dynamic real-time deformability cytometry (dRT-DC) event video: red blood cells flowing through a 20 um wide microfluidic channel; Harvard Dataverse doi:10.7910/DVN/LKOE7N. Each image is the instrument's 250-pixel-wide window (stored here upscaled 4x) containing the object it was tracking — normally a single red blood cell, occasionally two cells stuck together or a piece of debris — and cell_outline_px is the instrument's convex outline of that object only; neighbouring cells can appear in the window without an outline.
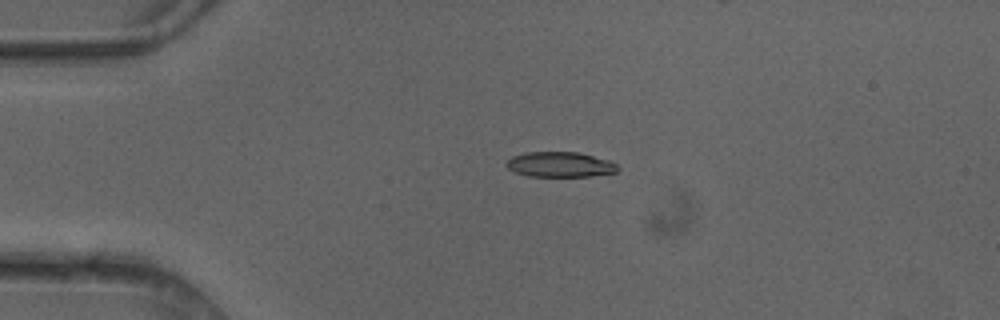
{"species": "common noctule bat (a hibernating species)", "species_latin": "Nyctalus noctula", "temperature_condition": "cold", "stored_images_in_passage": 5, "camera_frame_rate_fps": 3000, "um_per_image_px": 0.085, "animal": {"sex": "female"}, "frame": {"image": 1, "passage_image": 3, "time_ms": 0.667, "image_size_px": [1000, 320], "cell_outline_px": [[620, 168], [616, 172], [592, 176], [528, 176], [516, 172], [508, 168], [504, 164], [512, 156], [524, 152], [576, 152], [608, 160], [616, 164]], "centroid_in_image_um": [47.58, 13.98], "position_along_channel_um": 37.4, "area_um2": 16.24}}
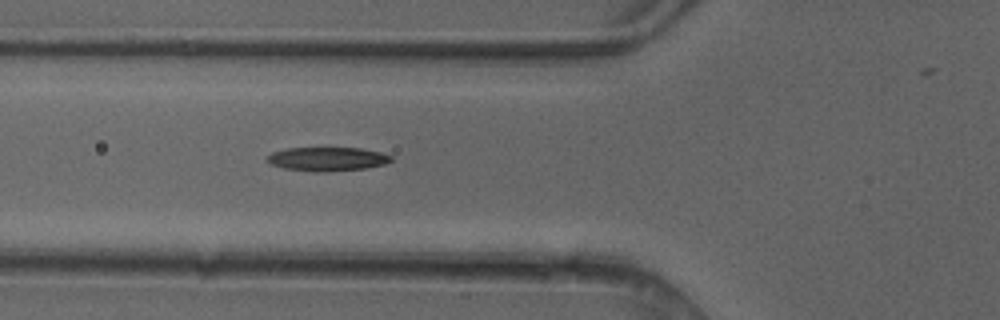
{"frame": {"image": 2, "passage_image": 5, "time_ms": 1.333, "image_size_px": [1000, 320], "cell_outline_px": [[392, 160], [384, 164], [364, 168], [328, 172], [316, 172], [284, 168], [272, 164], [264, 160], [272, 152], [288, 148], [360, 148], [380, 152], [392, 156]], "centroid_in_image_um": [27.8, 13.52], "position_along_channel_um": 98.0, "area_um2": 17.17}}